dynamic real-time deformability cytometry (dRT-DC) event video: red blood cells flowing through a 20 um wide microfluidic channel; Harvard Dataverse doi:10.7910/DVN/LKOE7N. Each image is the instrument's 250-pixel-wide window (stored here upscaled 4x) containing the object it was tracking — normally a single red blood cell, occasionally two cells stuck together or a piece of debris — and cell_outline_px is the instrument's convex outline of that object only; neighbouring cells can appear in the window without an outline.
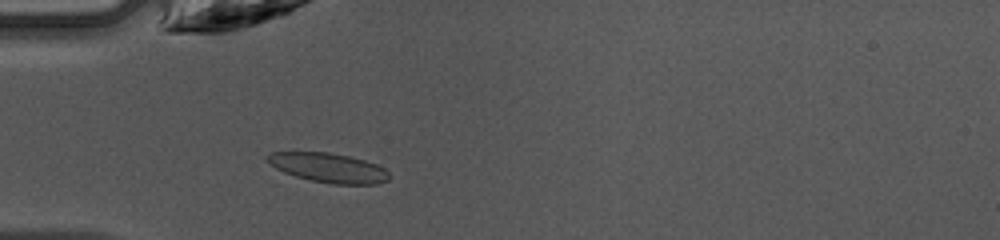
{"species": "common noctule bat (a hibernating species)", "species_latin": "Nyctalus noctula", "temperature_condition": "warm", "stored_images_in_passage": 47, "camera_frame_rate_fps": 3000, "um_per_image_px": 0.085, "animal": {"sex": "female", "body_mass_g": 10.0, "forearm_length_mm": 53.1}, "frame": {"image": 1, "passage_image": 14, "time_ms": 4.333, "image_size_px": [1000, 240], "cell_outline_px": [[388, 180], [376, 184], [332, 184], [312, 180], [296, 176], [284, 172], [276, 168], [264, 156], [272, 152], [328, 152], [348, 156], [364, 160], [376, 164], [384, 168], [388, 172]], "centroid_in_image_um": [27.92, 14.25], "position_along_channel_um": 57.1, "area_um2": 20.63}}
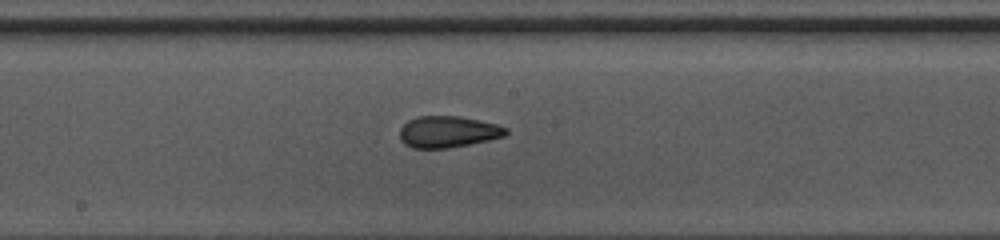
{"frame": {"image": 2, "passage_image": 25, "time_ms": 8.0, "image_size_px": [1000, 240], "cell_outline_px": [[508, 132], [504, 136], [488, 140], [448, 148], [412, 148], [404, 144], [400, 140], [400, 128], [408, 120], [420, 116], [460, 116], [496, 124], [508, 128]], "centroid_in_image_um": [38.06, 11.2], "position_along_channel_um": 210.1, "area_um2": 19.42}}
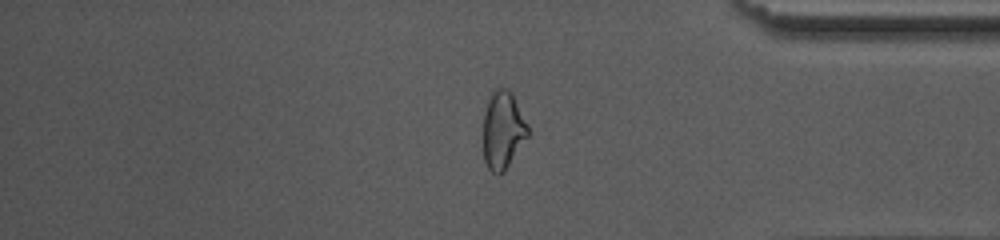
{"frame": {"image": 3, "passage_image": 39, "time_ms": 12.667, "image_size_px": [1000, 240], "cell_outline_px": [[528, 136], [504, 172], [492, 172], [488, 168], [484, 160], [484, 112], [492, 88], [508, 88], [512, 92], [528, 124]], "centroid_in_image_um": [42.75, 11.01], "position_along_channel_um": 392.5, "area_um2": 20.23}, "authors_computed_cell_mechanics": {"area_um2": 19.8832, "velocity_mm_per_s": 4.2793, "shape_relaxation_time_tau1_ms": null, "shape_relaxation_time_tau2_ms": 1.9253, "deformation_change_tau1": null, "deformation_change_tau2": 0.0579}}